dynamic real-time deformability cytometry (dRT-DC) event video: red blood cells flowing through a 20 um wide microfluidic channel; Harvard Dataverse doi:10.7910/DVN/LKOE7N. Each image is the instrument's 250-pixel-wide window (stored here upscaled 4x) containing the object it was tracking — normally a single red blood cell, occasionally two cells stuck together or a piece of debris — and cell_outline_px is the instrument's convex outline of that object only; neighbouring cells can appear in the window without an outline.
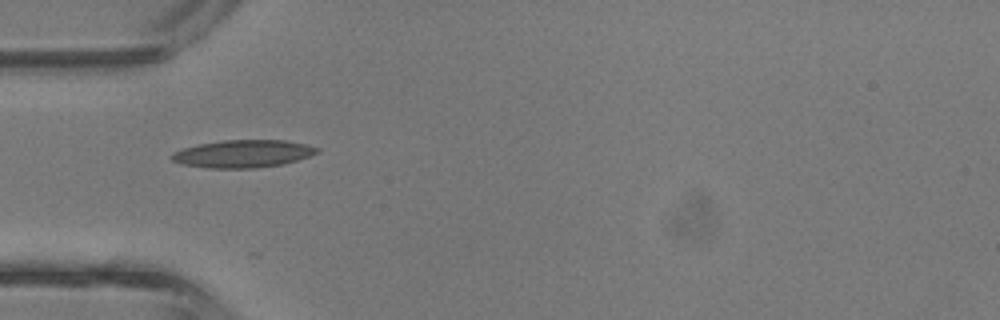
{"species": "common noctule bat (a hibernating species)", "species_latin": "Nyctalus noctula", "temperature_condition": "room temperature", "stored_images_in_passage": 26, "camera_frame_rate_fps": 3000, "um_per_image_px": 0.085, "animal": {"sex": "male", "body_mass_g": 13.3}, "frame": {"image": 1, "passage_image": 1, "time_ms": 0.0, "image_size_px": [1000, 320], "cell_outline_px": [[320, 152], [284, 164], [256, 168], [208, 168], [184, 164], [172, 160], [168, 156], [184, 148], [200, 144], [224, 140], [284, 140], [304, 144], [320, 148]], "centroid_in_image_um": [20.68, 13.07], "position_along_channel_um": 64.3, "area_um2": 23.18}}
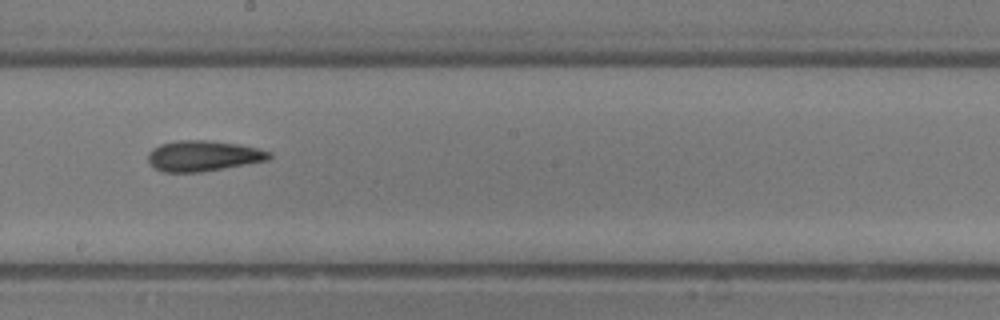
{"frame": {"image": 2, "passage_image": 11, "time_ms": 3.333, "image_size_px": [1000, 320], "cell_outline_px": [[272, 156], [268, 160], [200, 172], [164, 172], [156, 168], [148, 160], [148, 152], [152, 148], [160, 144], [180, 140], [208, 140], [236, 144], [256, 148], [272, 152]], "centroid_in_image_um": [17.26, 13.24], "position_along_channel_um": 230.9, "area_um2": 21.39}}
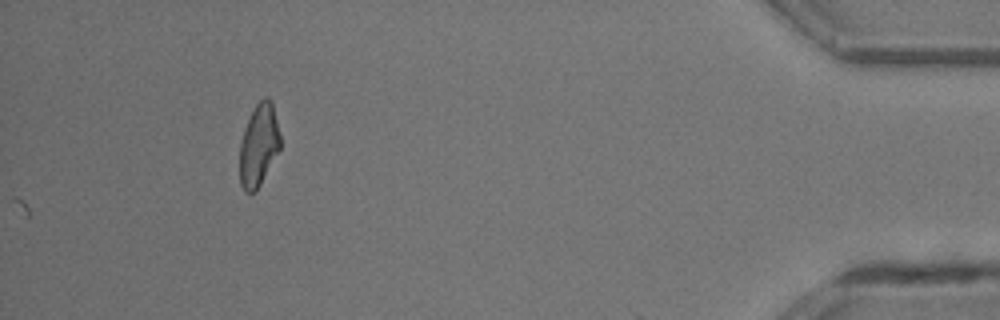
{"frame": {"image": 3, "passage_image": 26, "time_ms": 8.333, "image_size_px": [1000, 320], "cell_outline_px": [[280, 148], [256, 192], [244, 192], [240, 184], [240, 140], [244, 128], [256, 104], [264, 96], [268, 96], [272, 100], [280, 136]], "centroid_in_image_um": [21.98, 12.33], "position_along_channel_um": 413.2, "area_um2": 19.42}}